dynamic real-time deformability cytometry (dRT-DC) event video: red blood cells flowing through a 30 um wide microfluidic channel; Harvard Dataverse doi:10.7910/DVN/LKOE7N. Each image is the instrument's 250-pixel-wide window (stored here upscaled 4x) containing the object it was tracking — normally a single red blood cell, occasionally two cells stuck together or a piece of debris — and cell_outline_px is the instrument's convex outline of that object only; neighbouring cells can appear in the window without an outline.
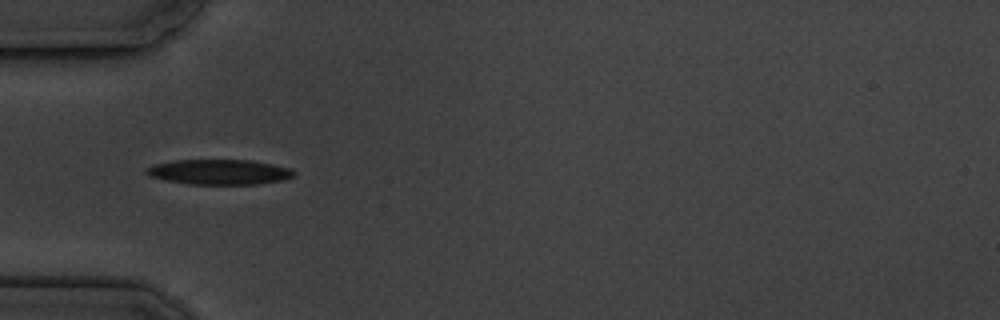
{"species": "common noctule bat (a hibernating species)", "species_latin": "Nyctalus noctula", "temperature_condition": "cold", "stored_images_in_passage": 4, "camera_frame_rate_fps": 3000, "um_per_image_px": 0.085, "animal": {"sex": "male", "body_mass_g": 19.5, "forearm_length_mm": 54.6}, "frame": {"image": 1, "passage_image": 2, "time_ms": 1.333, "image_size_px": [1000, 320], "cell_outline_px": [[296, 176], [284, 180], [256, 184], [188, 184], [148, 176], [144, 172], [148, 168], [156, 164], [176, 160], [252, 160], [292, 168], [296, 172]], "centroid_in_image_um": [18.71, 14.62], "position_along_channel_um": 66.3, "area_um2": 21.62}}
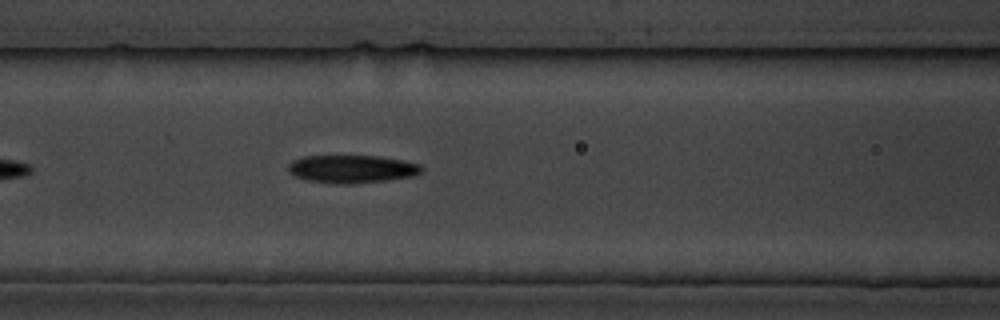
{"frame": {"image": 2, "passage_image": 4, "time_ms": 3.333, "image_size_px": [1000, 320], "cell_outline_px": [[424, 168], [420, 172], [412, 176], [388, 180], [356, 184], [336, 184], [308, 180], [292, 176], [288, 172], [288, 164], [292, 160], [304, 156], [376, 156], [400, 160], [420, 164]], "centroid_in_image_um": [29.86, 14.37], "position_along_channel_um": 136.7, "area_um2": 21.79}}